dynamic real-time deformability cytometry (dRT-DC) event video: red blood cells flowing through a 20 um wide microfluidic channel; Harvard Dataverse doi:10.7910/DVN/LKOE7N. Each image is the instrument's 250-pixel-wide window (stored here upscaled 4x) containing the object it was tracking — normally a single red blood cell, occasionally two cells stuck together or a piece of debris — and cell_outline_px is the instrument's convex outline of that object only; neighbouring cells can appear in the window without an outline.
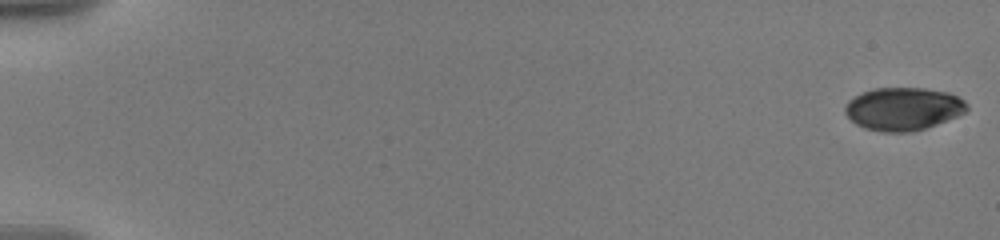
{"species": "human", "species_latin": "Homo sapiens", "temperature_condition": "warm", "stored_images_in_passage": 24, "camera_frame_rate_fps": 3000, "um_per_image_px": 0.085, "donor": {"sex": "male"}, "frame": {"image": 1, "passage_image": 1, "time_ms": 0.0, "image_size_px": [1000, 240], "cell_outline_px": [[968, 108], [964, 112], [956, 116], [936, 124], [912, 132], [880, 132], [864, 128], [856, 124], [844, 112], [844, 108], [848, 100], [864, 92], [876, 88], [924, 88], [948, 92], [964, 100], [968, 104]], "centroid_in_image_um": [76.76, 9.25], "position_along_channel_um": 8.2, "area_um2": 30.29}}
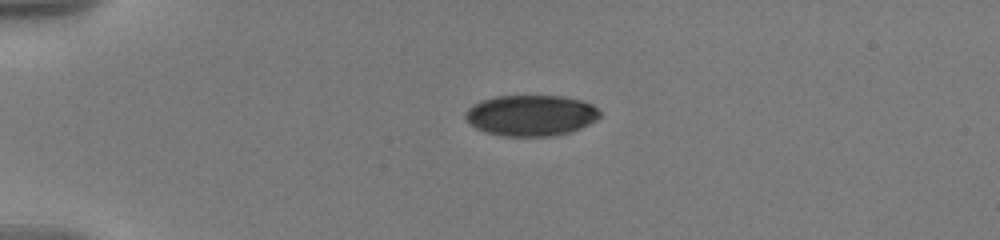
{"frame": {"image": 2, "passage_image": 18, "time_ms": 4.667, "image_size_px": [1000, 240], "cell_outline_px": [[600, 116], [596, 120], [572, 132], [556, 136], [500, 136], [484, 132], [476, 128], [464, 116], [464, 112], [472, 104], [480, 100], [496, 96], [564, 96], [580, 100], [592, 104], [600, 112]], "centroid_in_image_um": [45.11, 9.81], "position_along_channel_um": 39.9, "area_um2": 32.31}}